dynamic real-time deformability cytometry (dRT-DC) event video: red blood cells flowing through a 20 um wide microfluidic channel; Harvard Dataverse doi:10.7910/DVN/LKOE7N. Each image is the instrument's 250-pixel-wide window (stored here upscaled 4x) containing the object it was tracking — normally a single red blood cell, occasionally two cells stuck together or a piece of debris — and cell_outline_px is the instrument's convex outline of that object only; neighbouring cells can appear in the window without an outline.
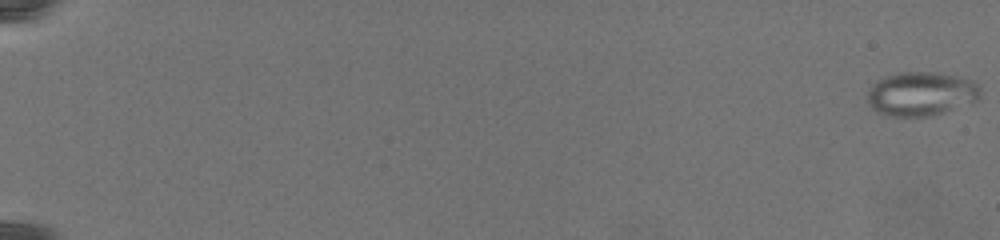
{"species": "common noctule bat (a hibernating species)", "species_latin": "Nyctalus noctula", "temperature_condition": "warm", "stored_images_in_passage": 80, "camera_frame_rate_fps": 3000, "um_per_image_px": 0.085, "animal": {"sex": "female", "body_mass_g": 19.5, "forearm_length_mm": 54.1}, "frame": {"image": 1, "passage_image": 1, "time_ms": 0.0, "image_size_px": [1000, 240], "cell_outline_px": [[980, 96], [976, 100], [944, 112], [928, 116], [888, 116], [876, 112], [868, 104], [868, 92], [872, 84], [876, 80], [884, 76], [900, 72], [936, 72], [956, 76], [972, 80], [980, 88]], "centroid_in_image_um": [78.25, 7.96], "position_along_channel_um": 6.8, "area_um2": 28.9}}
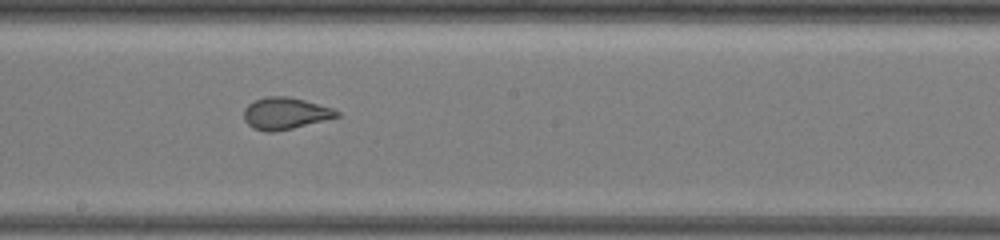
{"frame": {"image": 2, "passage_image": 49, "time_ms": 16.0, "image_size_px": [1000, 240], "cell_outline_px": [[340, 116], [292, 128], [272, 132], [264, 132], [252, 128], [244, 120], [244, 108], [248, 104], [264, 96], [288, 96], [304, 100], [332, 108], [340, 112]], "centroid_in_image_um": [24.21, 9.63], "position_along_channel_um": 224.0, "area_um2": 17.17}}
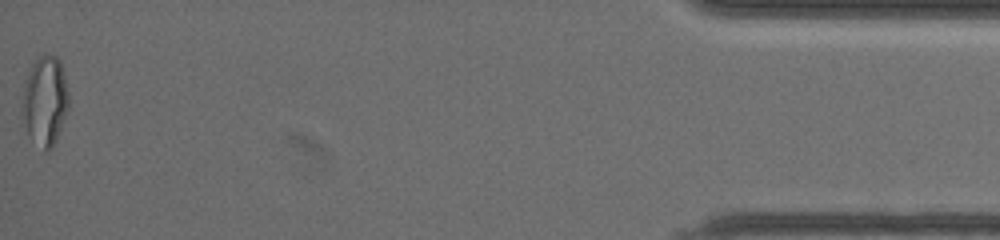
{"frame": {"image": 3, "passage_image": 80, "time_ms": 26.333, "image_size_px": [1000, 240], "cell_outline_px": [[68, 108], [56, 140], [52, 148], [48, 152], [44, 152], [28, 132], [20, 112], [24, 84], [28, 72], [32, 64], [44, 52], [48, 52], [56, 56], [60, 60], [68, 92]], "centroid_in_image_um": [3.81, 8.54], "position_along_channel_um": 431.4, "area_um2": 24.33}}